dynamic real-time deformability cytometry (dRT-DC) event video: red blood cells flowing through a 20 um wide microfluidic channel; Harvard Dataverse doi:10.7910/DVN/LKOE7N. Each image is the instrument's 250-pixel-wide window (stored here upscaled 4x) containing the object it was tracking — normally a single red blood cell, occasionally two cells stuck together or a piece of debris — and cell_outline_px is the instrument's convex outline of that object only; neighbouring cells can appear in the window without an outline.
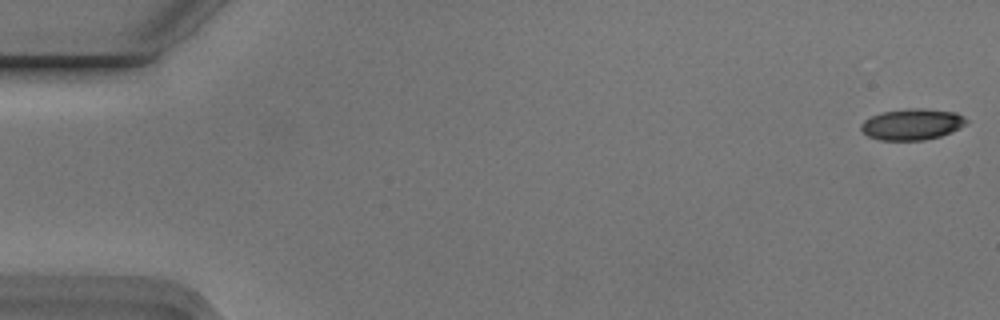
{"species": "Egyptian fruit bat (a non-hibernating species)", "species_latin": "Rousettus aegyptiacus", "temperature_condition": "cold", "stored_images_in_passage": 6, "segment_of_instrument_passage": [1, 2], "camera_frame_rate_fps": 3000, "um_per_image_px": 0.085, "animal": {"sex": "male"}, "frame": {"image": 1, "passage_image": 1, "time_ms": 0.0, "image_size_px": [1000, 320], "cell_outline_px": [[968, 120], [964, 124], [940, 136], [924, 140], [880, 140], [868, 136], [860, 128], [860, 124], [864, 120], [872, 116], [884, 112], [912, 108], [920, 108], [956, 112]], "centroid_in_image_um": [77.48, 10.56], "position_along_channel_um": 7.5, "area_um2": 18.73}}